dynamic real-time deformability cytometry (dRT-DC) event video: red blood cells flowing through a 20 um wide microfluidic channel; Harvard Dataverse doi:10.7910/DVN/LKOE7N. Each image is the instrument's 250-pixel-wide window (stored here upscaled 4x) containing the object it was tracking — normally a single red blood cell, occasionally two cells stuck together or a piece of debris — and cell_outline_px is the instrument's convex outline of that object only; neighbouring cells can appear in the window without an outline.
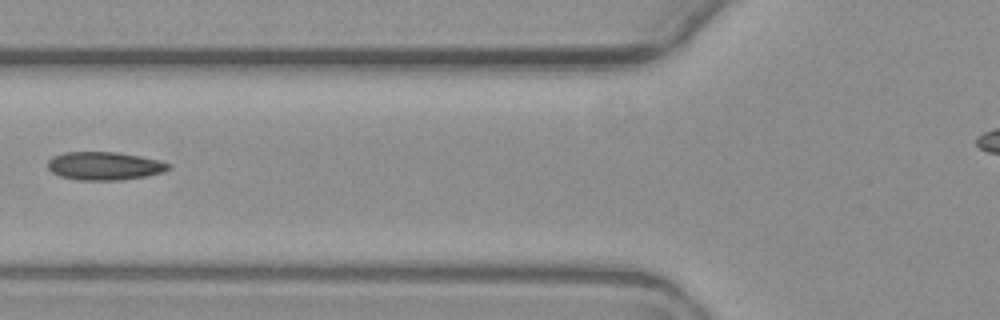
{"species": "common noctule bat (a hibernating species)", "species_latin": "Nyctalus noctula", "temperature_condition": "warm", "stored_images_in_passage": 6, "camera_frame_rate_fps": 3000, "um_per_image_px": 0.085, "animal": {"sex": "female", "body_mass_g": 19.3, "forearm_length_mm": 54.1}, "frame": {"image": 1, "passage_image": 6, "time_ms": 7.0, "image_size_px": [1000, 320], "cell_outline_px": [[172, 168], [164, 172], [144, 176], [120, 180], [76, 180], [60, 176], [52, 172], [48, 168], [48, 160], [52, 156], [64, 152], [116, 152], [140, 156], [160, 160], [168, 164]], "centroid_in_image_um": [8.86, 14.1], "position_along_channel_um": 116.9, "area_um2": 19.88}}